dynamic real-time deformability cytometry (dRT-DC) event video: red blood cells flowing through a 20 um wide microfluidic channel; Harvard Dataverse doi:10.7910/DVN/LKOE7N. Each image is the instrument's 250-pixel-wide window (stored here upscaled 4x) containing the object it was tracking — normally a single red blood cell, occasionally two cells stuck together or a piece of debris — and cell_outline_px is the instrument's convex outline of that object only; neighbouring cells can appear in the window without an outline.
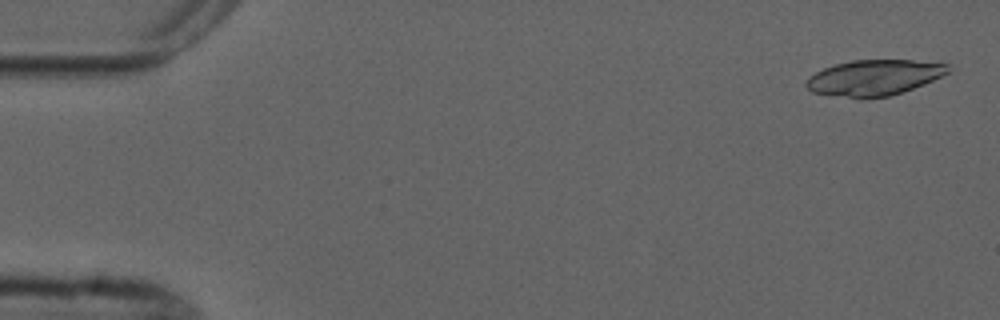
{"species": "common noctule bat (a hibernating species)", "species_latin": "Nyctalus noctula", "temperature_condition": "cold", "stored_images_in_passage": 4, "camera_frame_rate_fps": 3000, "um_per_image_px": 0.085, "animal": {"sex": "male", "forearm_length_mm": 52.5}, "frame": {"image": 1, "passage_image": 1, "time_ms": 0.0, "image_size_px": [1000, 320], "cell_outline_px": [[948, 72], [924, 84], [888, 96], [864, 100], [860, 100], [812, 92], [804, 84], [808, 76], [824, 68], [836, 64], [852, 60], [940, 60], [948, 64]], "centroid_in_image_um": [74.29, 6.6], "position_along_channel_um": 10.7, "area_um2": 29.94}}